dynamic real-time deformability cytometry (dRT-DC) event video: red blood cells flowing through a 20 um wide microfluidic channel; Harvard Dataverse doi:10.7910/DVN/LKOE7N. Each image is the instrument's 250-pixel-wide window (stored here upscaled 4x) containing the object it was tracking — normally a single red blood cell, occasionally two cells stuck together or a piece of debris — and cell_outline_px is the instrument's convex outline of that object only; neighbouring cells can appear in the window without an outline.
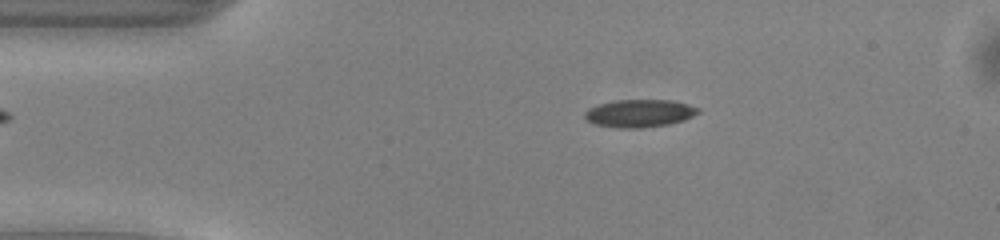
{"species": "common noctule bat (a hibernating species)", "species_latin": "Nyctalus noctula", "temperature_condition": "warm", "stored_images_in_passage": 42, "camera_frame_rate_fps": 3000, "um_per_image_px": 0.085, "animal": {"sex": "male", "body_mass_g": 13.0, "forearm_length_mm": 53.1}, "frame": {"image": 1, "passage_image": 1, "time_ms": 0.0, "image_size_px": [1000, 240], "cell_outline_px": [[700, 112], [684, 120], [668, 124], [640, 128], [616, 128], [596, 124], [588, 120], [584, 116], [584, 112], [588, 108], [612, 100], [672, 100], [688, 104], [700, 108]], "centroid_in_image_um": [54.36, 9.62], "position_along_channel_um": 30.6, "area_um2": 18.32}}
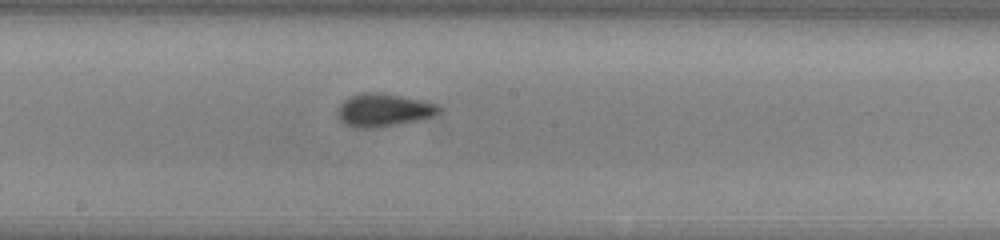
{"frame": {"image": 2, "passage_image": 18, "time_ms": 5.667, "image_size_px": [1000, 240], "cell_outline_px": [[444, 108], [440, 112], [432, 116], [420, 120], [372, 128], [352, 128], [344, 124], [340, 120], [340, 104], [348, 96], [360, 92], [380, 92], [420, 100], [436, 104]], "centroid_in_image_um": [32.61, 9.35], "position_along_channel_um": 215.6, "area_um2": 19.42}}
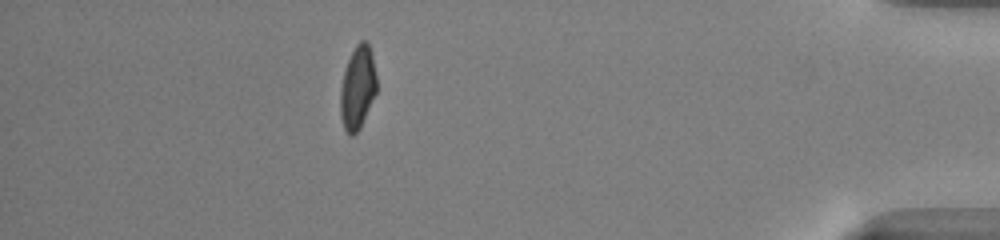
{"frame": {"image": 3, "passage_image": 36, "time_ms": 11.667, "image_size_px": [1000, 240], "cell_outline_px": [[376, 92], [360, 128], [352, 136], [348, 136], [344, 128], [340, 116], [340, 88], [344, 72], [348, 60], [356, 44], [360, 40], [368, 40], [372, 56], [376, 76]], "centroid_in_image_um": [30.38, 7.45], "position_along_channel_um": 404.8, "area_um2": 17.57}, "authors_computed_cell_mechanics": {"area_um2": 18.4093, "velocity_mm_per_s": 4.0637, "shape_relaxation_time_tau1_ms": 3.605, "shape_relaxation_time_tau2_ms": 1.1296, "deformation_change_tau1": 0.1174, "deformation_change_tau2": 0.0429}}